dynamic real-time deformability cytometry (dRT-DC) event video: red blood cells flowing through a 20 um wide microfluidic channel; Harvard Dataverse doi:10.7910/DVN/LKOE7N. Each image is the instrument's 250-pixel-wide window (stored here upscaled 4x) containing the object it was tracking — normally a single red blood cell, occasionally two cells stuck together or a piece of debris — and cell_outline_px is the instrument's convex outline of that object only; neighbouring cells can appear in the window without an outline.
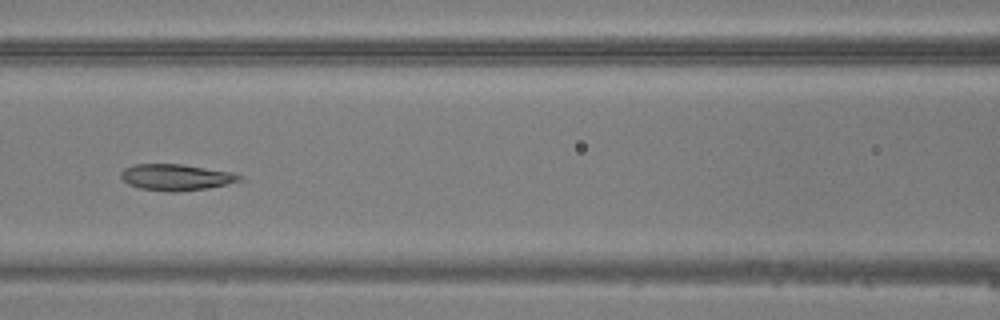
{"species": "common noctule bat (a hibernating species)", "species_latin": "Nyctalus noctula", "temperature_condition": "warm", "stored_images_in_passage": 8, "camera_frame_rate_fps": 3000, "um_per_image_px": 0.085, "animal": {"sex": "male", "body_mass_g": 20.5, "forearm_length_mm": 52.5}, "frame": {"image": 1, "passage_image": 7, "time_ms": 7.0, "image_size_px": [1000, 320], "cell_outline_px": [[244, 180], [228, 184], [208, 188], [176, 192], [168, 192], [140, 188], [128, 184], [120, 176], [120, 172], [124, 168], [132, 164], [180, 164], [232, 172], [244, 176]], "centroid_in_image_um": [14.99, 15.07], "position_along_channel_um": 151.6, "area_um2": 18.32}}
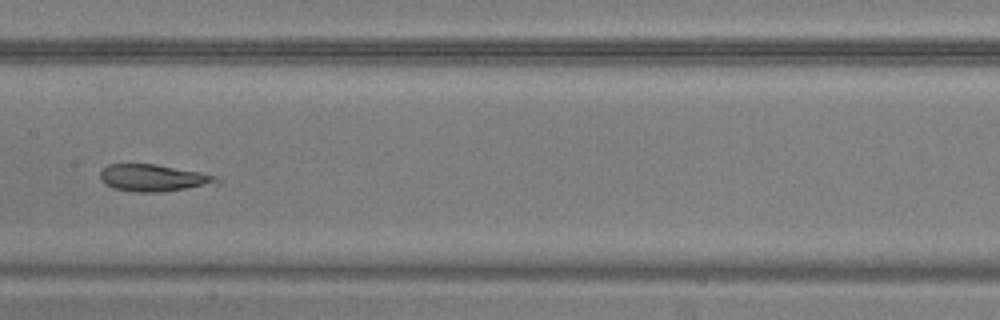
{"frame": {"image": 2, "passage_image": 8, "time_ms": 8.0, "image_size_px": [1000, 320], "cell_outline_px": [[220, 184], [164, 192], [136, 192], [112, 188], [104, 184], [100, 180], [100, 172], [108, 164], [156, 164], [200, 172], [212, 176], [220, 180]], "centroid_in_image_um": [13.04, 15.14], "position_along_channel_um": 194.4, "area_um2": 18.5}}